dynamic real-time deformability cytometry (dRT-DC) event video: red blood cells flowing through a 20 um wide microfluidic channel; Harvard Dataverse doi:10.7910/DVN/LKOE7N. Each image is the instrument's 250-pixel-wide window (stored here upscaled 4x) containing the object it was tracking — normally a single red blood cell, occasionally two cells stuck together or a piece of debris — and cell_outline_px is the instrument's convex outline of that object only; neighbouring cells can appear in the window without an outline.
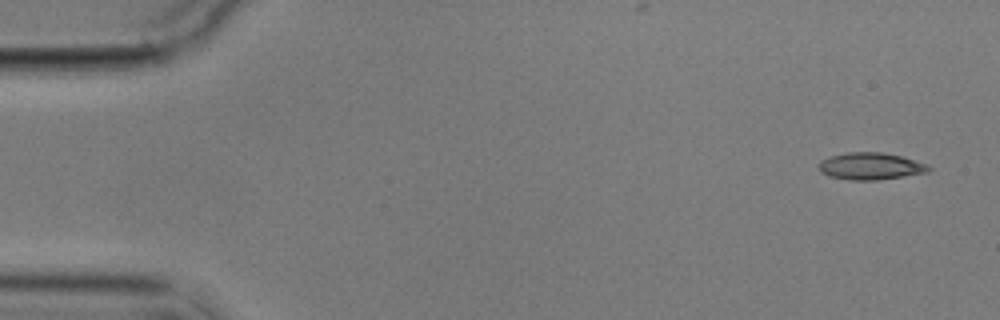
{"species": "common noctule bat (a hibernating species)", "species_latin": "Nyctalus noctula", "temperature_condition": "cold", "stored_images_in_passage": 7, "camera_frame_rate_fps": 3000, "um_per_image_px": 0.085, "animal": {"sex": "male", "body_mass_g": 17.9}, "frame": {"image": 1, "passage_image": 1, "time_ms": 0.0, "image_size_px": [1000, 320], "cell_outline_px": [[932, 168], [928, 172], [876, 180], [852, 180], [828, 176], [820, 172], [820, 160], [832, 156], [848, 152], [880, 152], [900, 156], [928, 164]], "centroid_in_image_um": [74.0, 14.12], "position_along_channel_um": 11.0, "area_um2": 17.11}}
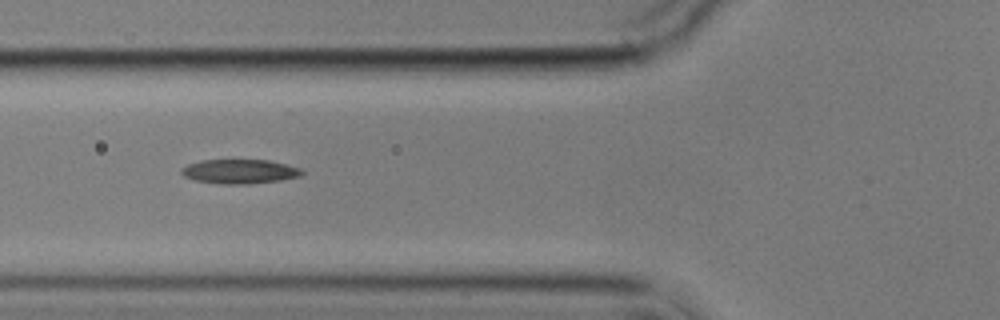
{"frame": {"image": 2, "passage_image": 6, "time_ms": 6.0, "image_size_px": [1000, 320], "cell_outline_px": [[304, 172], [300, 176], [280, 180], [248, 184], [224, 184], [196, 180], [184, 176], [180, 172], [180, 168], [188, 164], [200, 160], [268, 160], [300, 168]], "centroid_in_image_um": [20.34, 14.57], "position_along_channel_um": 105.5, "area_um2": 16.94}}
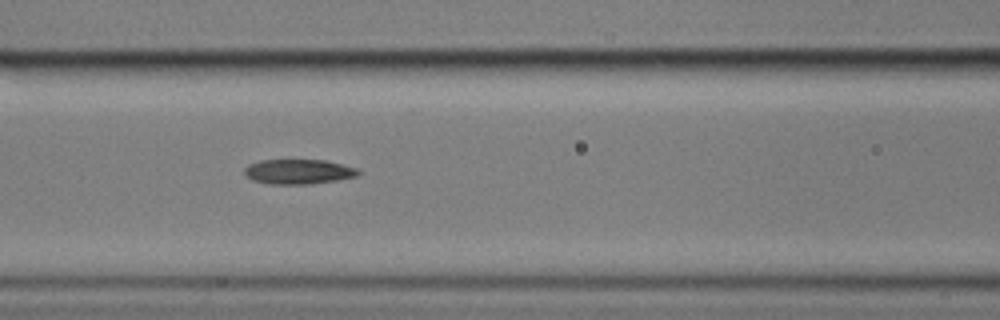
{"frame": {"image": 3, "passage_image": 7, "time_ms": 7.0, "image_size_px": [1000, 320], "cell_outline_px": [[360, 172], [356, 176], [336, 180], [308, 184], [268, 184], [252, 180], [244, 176], [244, 168], [248, 164], [260, 160], [324, 160], [356, 168]], "centroid_in_image_um": [25.29, 14.59], "position_along_channel_um": 141.3, "area_um2": 16.42}}